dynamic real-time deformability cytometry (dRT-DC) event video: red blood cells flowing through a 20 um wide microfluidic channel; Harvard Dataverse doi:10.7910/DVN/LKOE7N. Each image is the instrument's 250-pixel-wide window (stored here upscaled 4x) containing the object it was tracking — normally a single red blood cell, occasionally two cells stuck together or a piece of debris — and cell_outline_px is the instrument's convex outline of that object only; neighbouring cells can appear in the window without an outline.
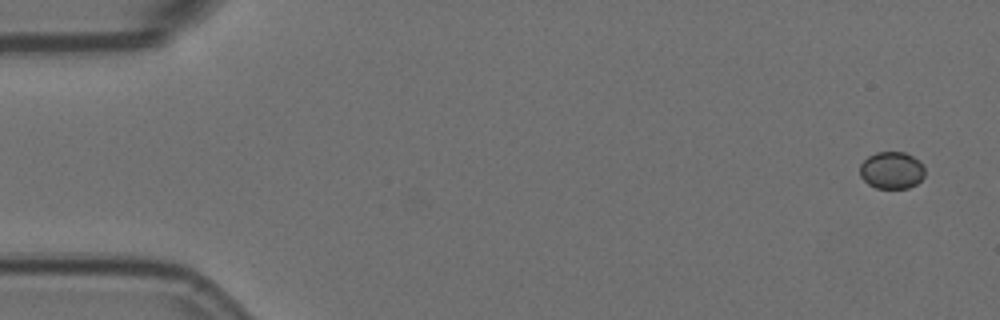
{"species": "Egyptian fruit bat (a non-hibernating species)", "species_latin": "Rousettus aegyptiacus", "temperature_condition": "room temperature", "stored_images_in_passage": 9, "camera_frame_rate_fps": 3000, "um_per_image_px": 0.085, "animal": {"sex": "female"}, "frame": {"image": 1, "passage_image": 1, "time_ms": 0.0, "image_size_px": [1000, 320], "cell_outline_px": [[924, 176], [916, 184], [908, 188], [876, 188], [868, 184], [860, 176], [860, 164], [868, 156], [876, 152], [904, 152], [920, 160], [924, 164]], "centroid_in_image_um": [75.8, 14.47], "position_along_channel_um": 9.2, "area_um2": 14.16}}